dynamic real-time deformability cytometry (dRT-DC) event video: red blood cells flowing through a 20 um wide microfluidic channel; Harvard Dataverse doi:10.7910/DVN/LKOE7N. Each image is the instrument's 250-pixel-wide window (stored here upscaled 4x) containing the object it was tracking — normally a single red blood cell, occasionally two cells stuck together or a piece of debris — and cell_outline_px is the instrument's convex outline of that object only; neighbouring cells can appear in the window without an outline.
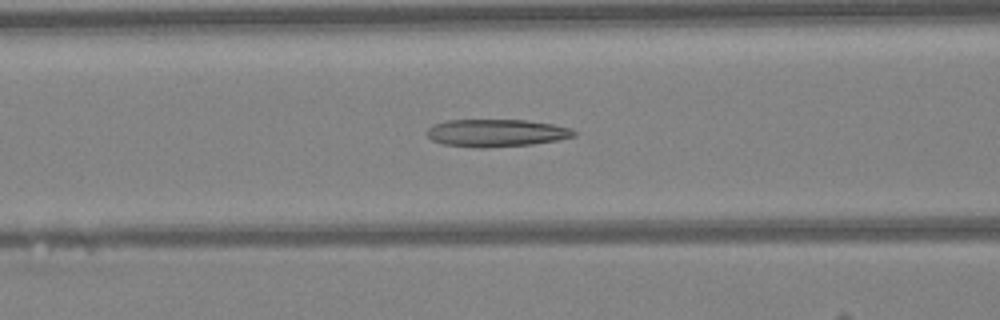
{"species": "Egyptian fruit bat (a non-hibernating species)", "species_latin": "Rousettus aegyptiacus", "temperature_condition": "warm", "stored_images_in_passage": 43, "camera_frame_rate_fps": 3000, "um_per_image_px": 0.085, "animal": {"sex": "female"}, "frame": {"image": 1, "passage_image": 19, "time_ms": 6.0, "image_size_px": [1000, 320], "cell_outline_px": [[576, 136], [560, 140], [532, 144], [484, 148], [476, 148], [444, 144], [432, 140], [428, 136], [428, 128], [432, 124], [448, 120], [524, 120], [552, 124], [572, 128], [576, 132]], "centroid_in_image_um": [42.21, 11.3], "position_along_channel_um": 124.4, "area_um2": 23.64}}
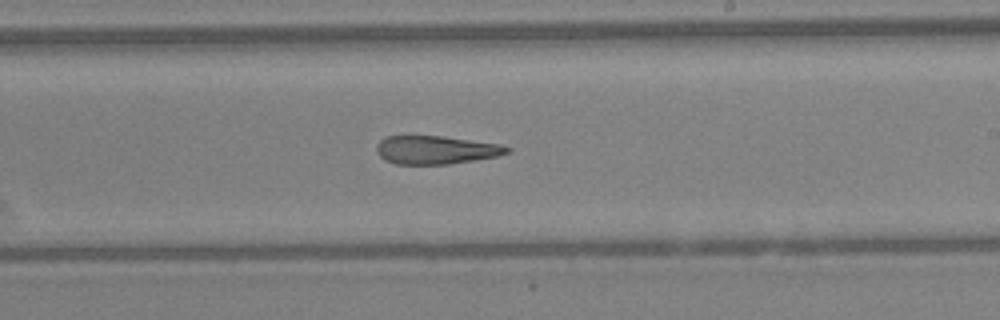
{"frame": {"image": 2, "passage_image": 28, "time_ms": 9.0, "image_size_px": [1000, 320], "cell_outline_px": [[512, 152], [496, 156], [476, 160], [448, 164], [396, 164], [384, 160], [376, 152], [376, 144], [380, 140], [388, 136], [440, 136], [500, 144], [512, 148]], "centroid_in_image_um": [37.05, 12.75], "position_along_channel_um": 251.9, "area_um2": 21.56}}
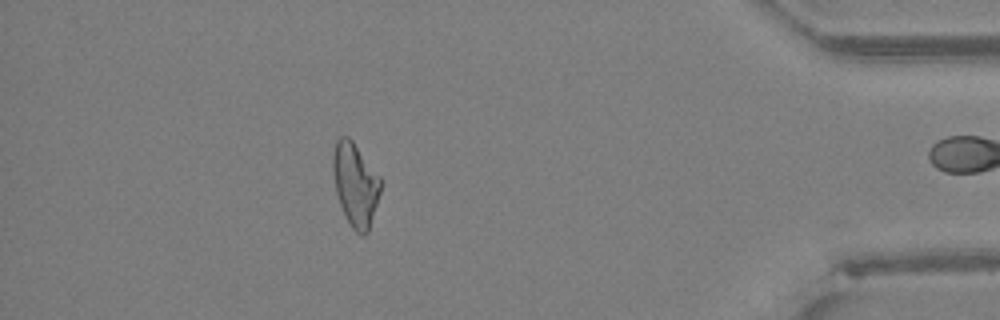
{"frame": {"image": 3, "passage_image": 42, "time_ms": 13.667, "image_size_px": [1000, 320], "cell_outline_px": [[380, 192], [368, 232], [364, 236], [356, 232], [352, 228], [340, 204], [336, 192], [332, 164], [332, 152], [336, 140], [340, 136], [348, 136], [352, 140], [380, 176]], "centroid_in_image_um": [30.19, 15.65], "position_along_channel_um": 405.0, "area_um2": 22.89}, "authors_computed_cell_mechanics": {"area_um2": 23.409, "velocity_mm_per_s": 4.2749, "shape_relaxation_time_tau1_ms": null, "shape_relaxation_time_tau2_ms": 2.8401, "deformation_change_tau1": null, "deformation_change_tau2": 0.1423}}